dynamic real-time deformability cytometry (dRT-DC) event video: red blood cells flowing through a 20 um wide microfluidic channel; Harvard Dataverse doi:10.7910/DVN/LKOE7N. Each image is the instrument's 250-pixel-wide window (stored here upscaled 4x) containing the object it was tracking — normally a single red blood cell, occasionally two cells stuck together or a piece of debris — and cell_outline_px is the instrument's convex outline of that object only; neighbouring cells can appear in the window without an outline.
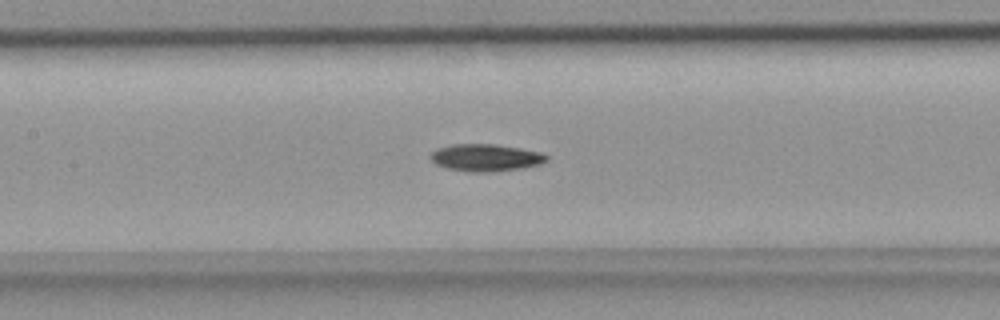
{"species": "common noctule bat (a hibernating species)", "species_latin": "Nyctalus noctula", "temperature_condition": "room temperature", "stored_images_in_passage": 40, "camera_frame_rate_fps": 3000, "um_per_image_px": 0.085, "animal": {"sex": "female", "body_mass_g": 18.4}, "frame": {"image": 1, "passage_image": 13, "time_ms": 4.0, "image_size_px": [1000, 320], "cell_outline_px": [[548, 160], [540, 164], [524, 168], [488, 172], [472, 172], [448, 168], [436, 164], [428, 156], [436, 148], [452, 144], [496, 144], [520, 148], [540, 152], [548, 156]], "centroid_in_image_um": [41.28, 13.39], "position_along_channel_um": 166.1, "area_um2": 18.44}}
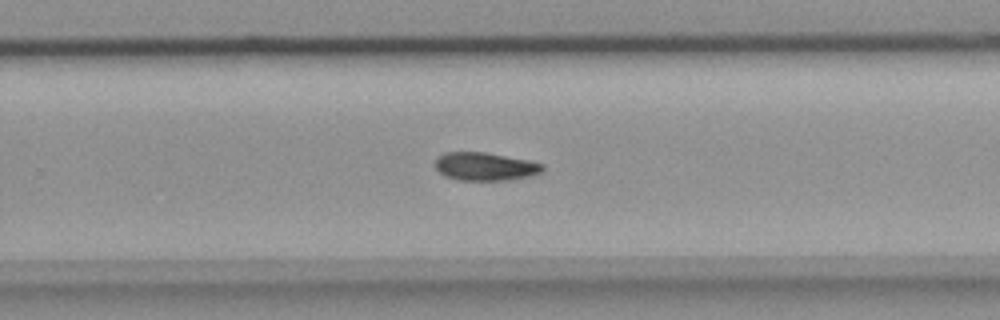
{"frame": {"image": 2, "passage_image": 22, "time_ms": 7.0, "image_size_px": [1000, 320], "cell_outline_px": [[544, 168], [540, 172], [528, 176], [504, 180], [460, 180], [448, 176], [440, 172], [436, 168], [436, 156], [444, 152], [484, 152], [528, 160], [544, 164]], "centroid_in_image_um": [41.22, 14.13], "position_along_channel_um": 288.6, "area_um2": 17.34}}
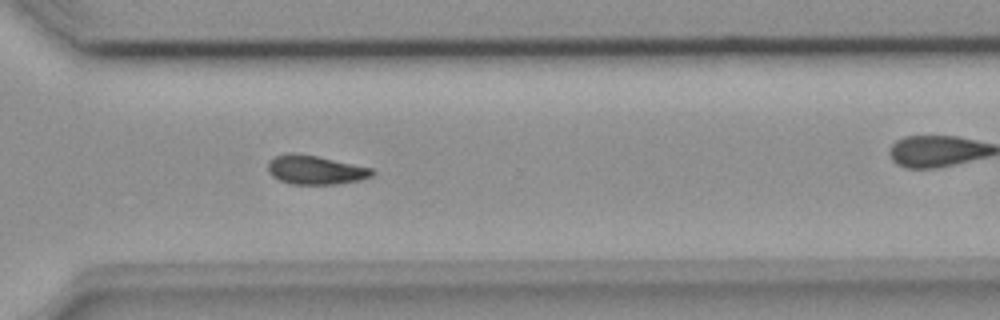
{"frame": {"image": 3, "passage_image": 26, "time_ms": 8.333, "image_size_px": [1000, 320], "cell_outline_px": [[376, 172], [372, 176], [360, 180], [336, 184], [292, 184], [280, 180], [272, 176], [268, 172], [268, 160], [276, 156], [288, 152], [292, 152], [316, 156], [372, 168]], "centroid_in_image_um": [26.79, 14.44], "position_along_channel_um": 343.8, "area_um2": 17.57}}